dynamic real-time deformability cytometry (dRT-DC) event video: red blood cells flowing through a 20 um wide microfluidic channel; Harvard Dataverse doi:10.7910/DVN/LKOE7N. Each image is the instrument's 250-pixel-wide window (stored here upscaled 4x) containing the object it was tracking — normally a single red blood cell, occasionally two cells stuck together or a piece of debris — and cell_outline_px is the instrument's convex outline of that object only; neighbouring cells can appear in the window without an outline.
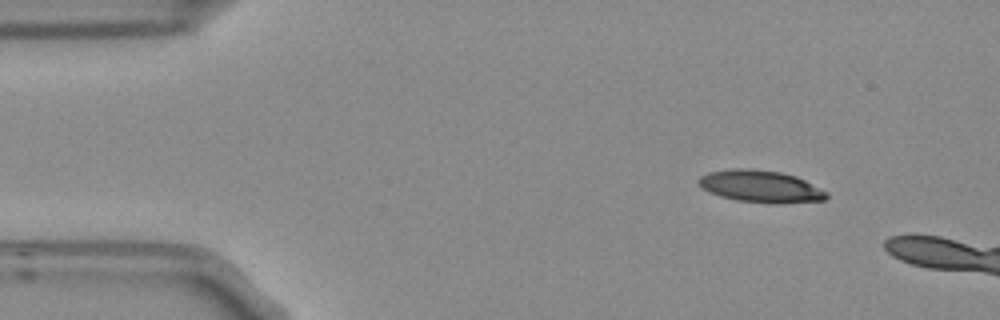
{"species": "Egyptian fruit bat (a non-hibernating species)", "species_latin": "Rousettus aegyptiacus", "temperature_condition": "room temperature", "stored_images_in_passage": 2, "camera_frame_rate_fps": 3000, "um_per_image_px": 0.085, "frame": {"image": 1, "passage_image": 1, "time_ms": 0.0, "image_size_px": [1000, 320], "cell_outline_px": [[828, 196], [824, 200], [780, 204], [776, 204], [736, 200], [720, 196], [708, 192], [700, 188], [696, 180], [700, 176], [708, 172], [736, 168], [744, 168], [780, 172], [796, 176], [828, 192]], "centroid_in_image_um": [64.62, 15.85], "position_along_channel_um": 20.4, "area_um2": 24.04}}